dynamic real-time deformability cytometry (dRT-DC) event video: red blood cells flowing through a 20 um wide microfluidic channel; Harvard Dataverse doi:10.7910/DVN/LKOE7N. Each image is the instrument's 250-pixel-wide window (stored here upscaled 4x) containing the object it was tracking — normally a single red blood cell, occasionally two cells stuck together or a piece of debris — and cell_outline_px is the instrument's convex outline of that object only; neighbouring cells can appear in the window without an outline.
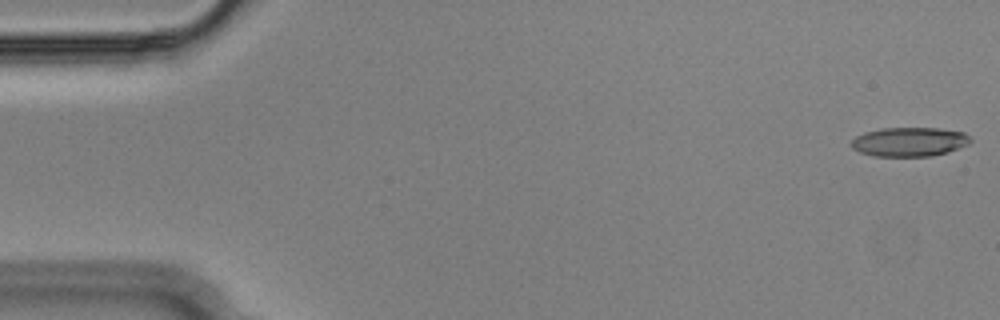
{"species": "Egyptian fruit bat (a non-hibernating species)", "species_latin": "Rousettus aegyptiacus", "temperature_condition": "cold", "stored_images_in_passage": 54, "camera_frame_rate_fps": 3000, "um_per_image_px": 0.085, "animal": {"sex": "male"}, "frame": {"image": 1, "passage_image": 1, "time_ms": 0.0, "image_size_px": [1000, 320], "cell_outline_px": [[972, 140], [968, 144], [948, 152], [932, 156], [872, 156], [860, 152], [852, 148], [852, 140], [856, 136], [864, 132], [880, 128], [940, 128], [964, 132]], "centroid_in_image_um": [77.29, 12.05], "position_along_channel_um": 7.7, "area_um2": 20.29}}
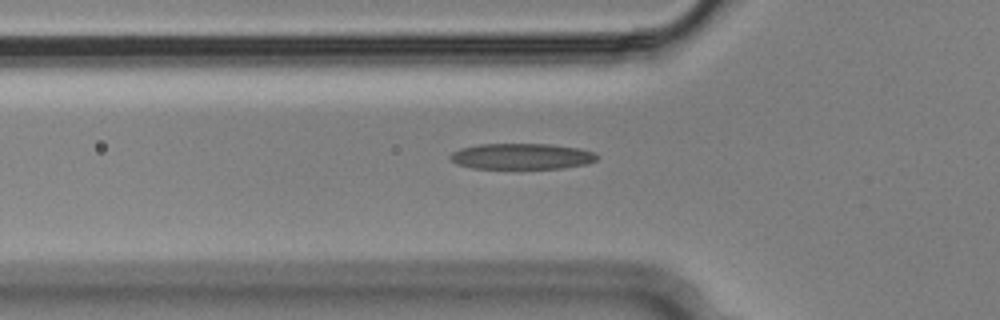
{"frame": {"image": 2, "passage_image": 18, "time_ms": 5.667, "image_size_px": [1000, 320], "cell_outline_px": [[600, 156], [596, 160], [588, 164], [564, 168], [472, 168], [456, 164], [448, 156], [452, 152], [460, 148], [480, 144], [548, 144], [580, 148], [596, 152]], "centroid_in_image_um": [44.38, 13.28], "position_along_channel_um": 81.4, "area_um2": 22.31}}
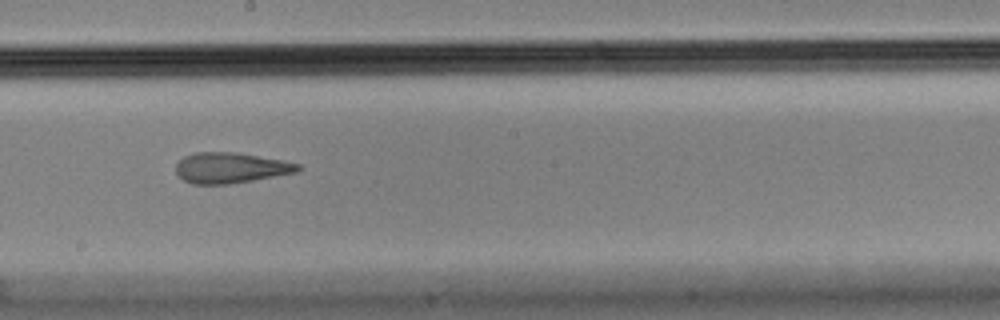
{"frame": {"image": 3, "passage_image": 30, "time_ms": 9.667, "image_size_px": [1000, 320], "cell_outline_px": [[300, 168], [296, 172], [252, 180], [228, 184], [192, 184], [184, 180], [176, 172], [176, 164], [184, 156], [196, 152], [236, 152], [284, 160], [300, 164]], "centroid_in_image_um": [19.59, 14.25], "position_along_channel_um": 228.6, "area_um2": 21.62}, "authors_computed_cell_mechanics": {"area_um2": 22.3108, "velocity_mm_per_s": 3.6531, "shape_relaxation_time_tau1_ms": null, "shape_relaxation_time_tau2_ms": 2.8489, "deformation_change_tau1": null, "deformation_change_tau2": 0.1289}}